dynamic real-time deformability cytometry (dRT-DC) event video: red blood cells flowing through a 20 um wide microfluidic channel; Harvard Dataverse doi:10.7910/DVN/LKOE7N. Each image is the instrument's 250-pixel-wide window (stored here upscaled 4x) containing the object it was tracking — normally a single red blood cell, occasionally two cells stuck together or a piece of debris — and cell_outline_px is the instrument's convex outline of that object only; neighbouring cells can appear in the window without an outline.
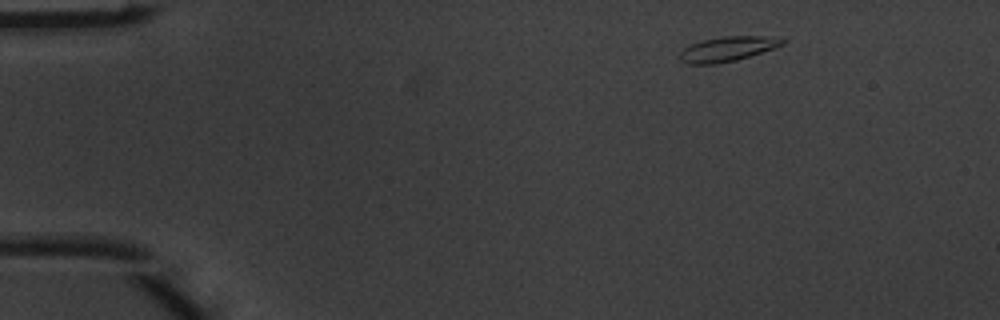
{"species": "common noctule bat (a hibernating species)", "species_latin": "Nyctalus noctula", "temperature_condition": "warm", "stored_images_in_passage": 4, "camera_frame_rate_fps": 3000, "um_per_image_px": 0.085, "animal": {"sex": "male", "body_mass_g": 20.1, "forearm_length_mm": 53.5}, "frame": {"image": 1, "passage_image": 1, "time_ms": 0.0, "image_size_px": [1000, 320], "cell_outline_px": [[788, 40], [784, 44], [776, 48], [736, 60], [716, 64], [688, 64], [680, 60], [680, 52], [684, 48], [692, 44], [704, 40], [724, 36], [772, 36]], "centroid_in_image_um": [61.89, 4.16], "position_along_channel_um": 23.1, "area_um2": 14.85}}
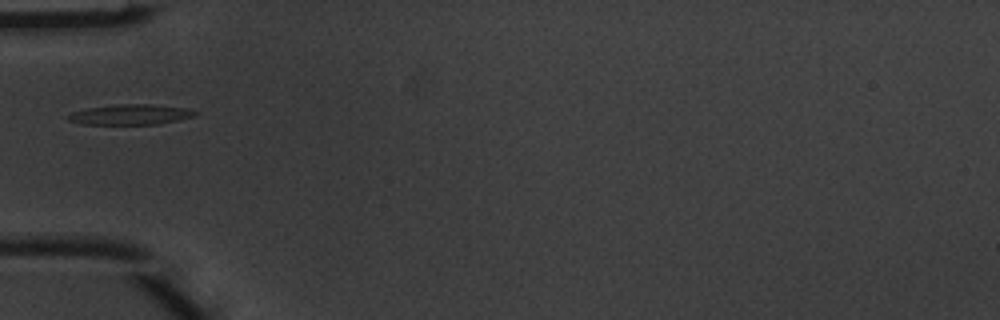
{"frame": {"image": 2, "passage_image": 4, "time_ms": 1.0, "image_size_px": [1000, 320], "cell_outline_px": [[200, 112], [192, 116], [176, 120], [156, 124], [84, 124], [68, 120], [68, 116], [72, 112], [88, 108], [116, 104], [152, 104], [184, 108]], "centroid_in_image_um": [11.07, 9.73], "position_along_channel_um": 73.9, "area_um2": 14.74}}